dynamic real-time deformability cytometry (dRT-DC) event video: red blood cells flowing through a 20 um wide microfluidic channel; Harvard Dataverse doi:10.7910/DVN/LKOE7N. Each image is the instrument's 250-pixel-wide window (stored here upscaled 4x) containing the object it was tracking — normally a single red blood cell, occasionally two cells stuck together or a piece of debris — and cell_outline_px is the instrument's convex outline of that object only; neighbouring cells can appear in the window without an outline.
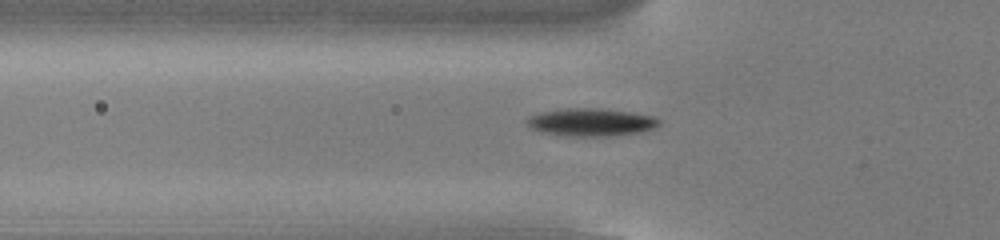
{"species": "common noctule bat (a hibernating species)", "species_latin": "Nyctalus noctula", "temperature_condition": "cold", "stored_images_in_passage": 53, "camera_frame_rate_fps": 3000, "um_per_image_px": 0.085, "animal": {"sex": "male", "body_mass_g": 13.0, "forearm_length_mm": 53.1}, "frame": {"image": 1, "passage_image": 18, "time_ms": 5.667, "image_size_px": [1000, 240], "cell_outline_px": [[660, 124], [652, 128], [640, 132], [608, 136], [568, 136], [540, 132], [532, 128], [524, 120], [528, 116], [540, 112], [568, 108], [600, 108], [628, 112], [652, 116], [660, 120]], "centroid_in_image_um": [50.19, 10.39], "position_along_channel_um": 75.6, "area_um2": 21.27}}
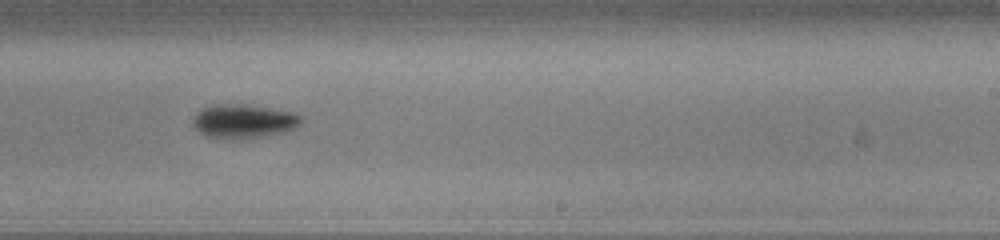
{"frame": {"image": 2, "passage_image": 33, "time_ms": 10.667, "image_size_px": [1000, 240], "cell_outline_px": [[300, 124], [296, 128], [284, 132], [236, 140], [208, 136], [200, 132], [192, 124], [192, 120], [200, 108], [212, 104], [236, 104], [268, 108], [292, 112], [300, 116]], "centroid_in_image_um": [20.66, 10.3], "position_along_channel_um": 268.3, "area_um2": 21.15}}
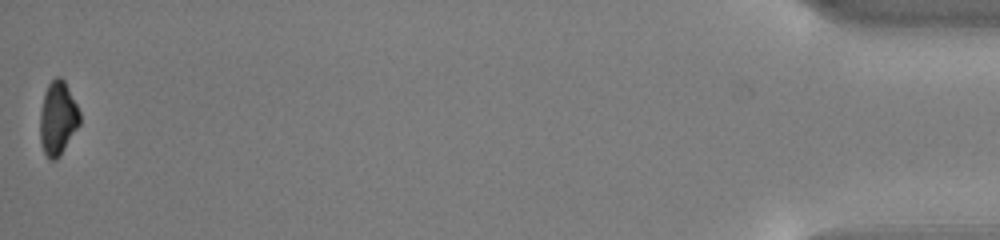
{"frame": {"image": 3, "passage_image": 53, "time_ms": 17.333, "image_size_px": [1000, 240], "cell_outline_px": [[80, 124], [60, 156], [56, 160], [48, 160], [44, 152], [40, 140], [40, 112], [44, 92], [48, 84], [56, 76], [60, 76], [64, 80], [80, 112]], "centroid_in_image_um": [4.9, 10.06], "position_along_channel_um": 430.3, "area_um2": 17.11}, "authors_computed_cell_mechanics": {"area_um2": 18.496, "velocity_mm_per_s": 3.8522, "shape_relaxation_time_tau1_ms": 3.1014, "shape_relaxation_time_tau2_ms": null, "deformation_change_tau1": 0.1361, "deformation_change_tau2": null}}